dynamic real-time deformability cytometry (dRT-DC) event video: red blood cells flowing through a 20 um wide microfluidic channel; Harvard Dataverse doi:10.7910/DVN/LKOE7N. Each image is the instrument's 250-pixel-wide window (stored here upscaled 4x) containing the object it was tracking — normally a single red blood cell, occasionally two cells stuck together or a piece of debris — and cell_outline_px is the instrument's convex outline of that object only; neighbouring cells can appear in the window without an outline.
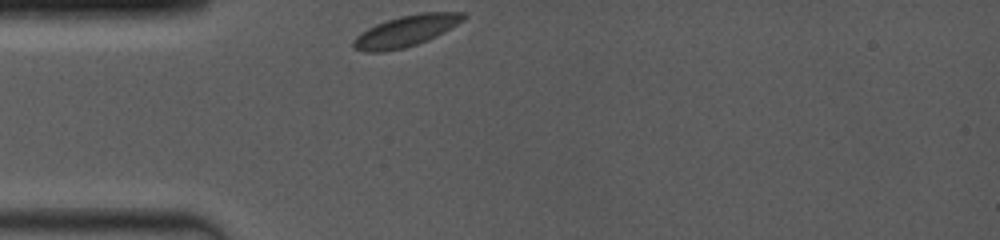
{"species": "common noctule bat (a hibernating species)", "species_latin": "Nyctalus noctula", "temperature_condition": "room temperature", "stored_images_in_passage": 19, "camera_frame_rate_fps": 4000, "um_per_image_px": 0.085, "animal": {"sex": "female", "body_mass_g": 19.0, "forearm_length_mm": 53.3}, "frame": {"image": 1, "passage_image": 1, "time_ms": 0.0, "image_size_px": [1000, 240], "cell_outline_px": [[468, 16], [464, 20], [444, 32], [428, 40], [404, 48], [384, 52], [364, 52], [352, 48], [352, 40], [356, 36], [368, 28], [376, 24], [400, 16], [420, 12], [464, 12]], "centroid_in_image_um": [34.5, 2.64], "position_along_channel_um": 50.5, "area_um2": 20.06}}
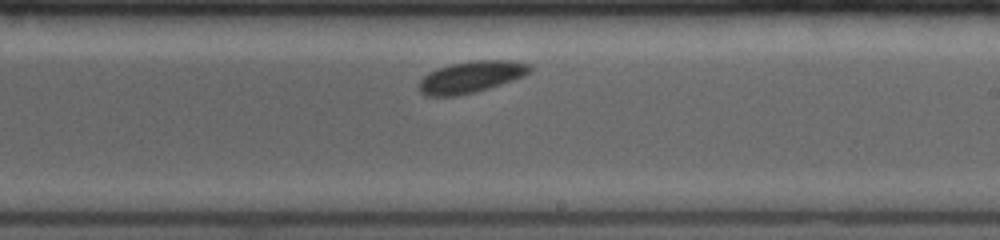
{"frame": {"image": 2, "passage_image": 11, "time_ms": 5.5, "image_size_px": [1000, 240], "cell_outline_px": [[532, 68], [524, 76], [476, 92], [456, 96], [424, 96], [420, 92], [416, 84], [428, 72], [436, 68], [448, 64], [472, 60], [512, 60], [532, 64]], "centroid_in_image_um": [39.99, 6.53], "position_along_channel_um": 249.0, "area_um2": 20.75}}
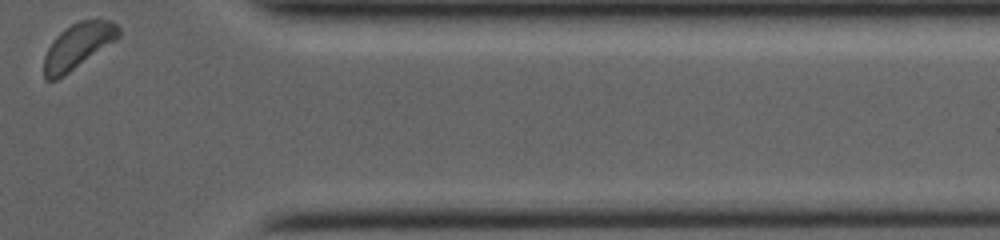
{"frame": {"image": 3, "passage_image": 19, "time_ms": 9.75, "image_size_px": [1000, 240], "cell_outline_px": [[120, 36], [116, 40], [64, 76], [56, 80], [44, 80], [44, 56], [52, 40], [64, 28], [80, 20], [112, 20], [120, 28]], "centroid_in_image_um": [6.62, 3.91], "position_along_channel_um": 404.8, "area_um2": 19.83}, "authors_computed_cell_mechanics": {"area_um2": 19.941, "velocity_mm_per_s": 3.8145, "shape_relaxation_time_tau1_ms": 0.8992, "shape_relaxation_time_tau2_ms": null, "deformation_change_tau1": 0.0192, "deformation_change_tau2": null}}